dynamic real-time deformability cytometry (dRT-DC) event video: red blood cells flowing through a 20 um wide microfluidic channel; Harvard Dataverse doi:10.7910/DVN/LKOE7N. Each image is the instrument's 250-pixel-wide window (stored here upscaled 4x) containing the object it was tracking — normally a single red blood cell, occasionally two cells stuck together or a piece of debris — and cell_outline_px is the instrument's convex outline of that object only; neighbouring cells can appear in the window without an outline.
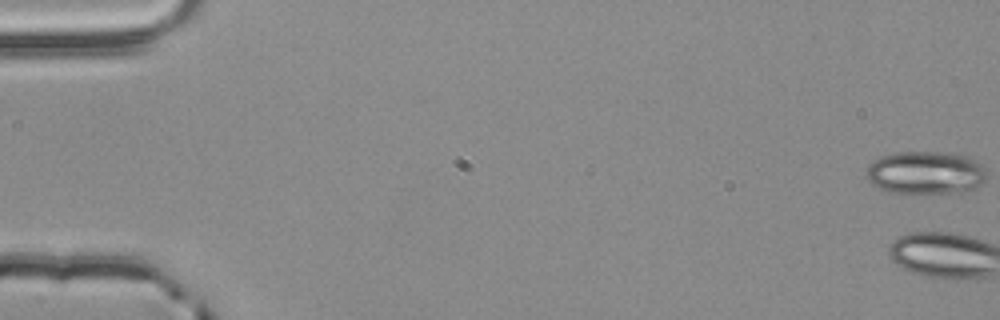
{"species": "common noctule bat (a hibernating species)", "species_latin": "Nyctalus noctula", "temperature_condition": "room temperature", "stored_images_in_passage": 5, "camera_frame_rate_fps": 3000, "um_per_image_px": 0.085, "animal": {"sex": "male", "body_mass_g": 20.4}, "frame": {"image": 1, "passage_image": 1, "time_ms": 0.0, "image_size_px": [1000, 320], "cell_outline_px": [[984, 180], [976, 188], [964, 192], [892, 192], [880, 188], [872, 184], [864, 176], [864, 172], [880, 156], [896, 152], [936, 152], [964, 156], [976, 160], [980, 164], [984, 172]], "centroid_in_image_um": [78.63, 14.68], "position_along_channel_um": 6.4, "area_um2": 29.54}}